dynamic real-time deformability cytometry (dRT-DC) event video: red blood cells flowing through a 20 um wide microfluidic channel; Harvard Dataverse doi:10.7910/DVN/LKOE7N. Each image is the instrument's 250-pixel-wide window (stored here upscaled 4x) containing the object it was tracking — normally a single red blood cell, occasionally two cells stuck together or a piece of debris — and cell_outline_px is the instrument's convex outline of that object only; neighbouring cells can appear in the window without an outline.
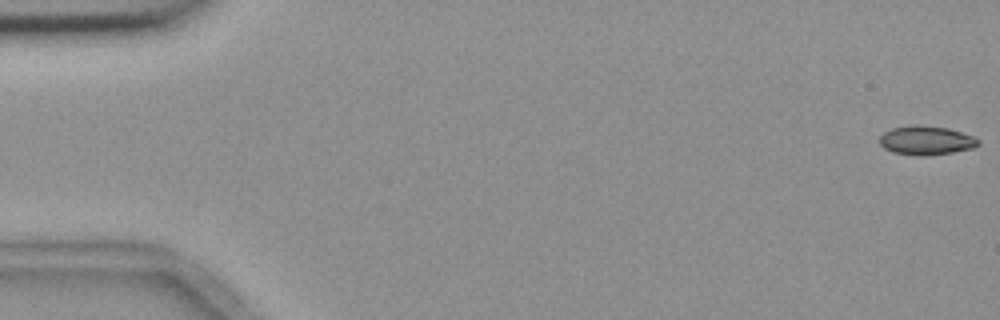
{"species": "common noctule bat (a hibernating species)", "species_latin": "Nyctalus noctula", "temperature_condition": "room temperature", "stored_images_in_passage": 55, "camera_frame_rate_fps": 3000, "um_per_image_px": 0.085, "animal": {"sex": "female", "body_mass_g": 18.4}, "frame": {"image": 1, "passage_image": 1, "time_ms": 0.0, "image_size_px": [1000, 320], "cell_outline_px": [[980, 144], [972, 148], [952, 152], [920, 156], [892, 152], [884, 148], [880, 144], [880, 136], [884, 132], [892, 128], [912, 124], [924, 124], [948, 128], [972, 136], [980, 140]], "centroid_in_image_um": [78.7, 11.91], "position_along_channel_um": 6.3, "area_um2": 16.7}}
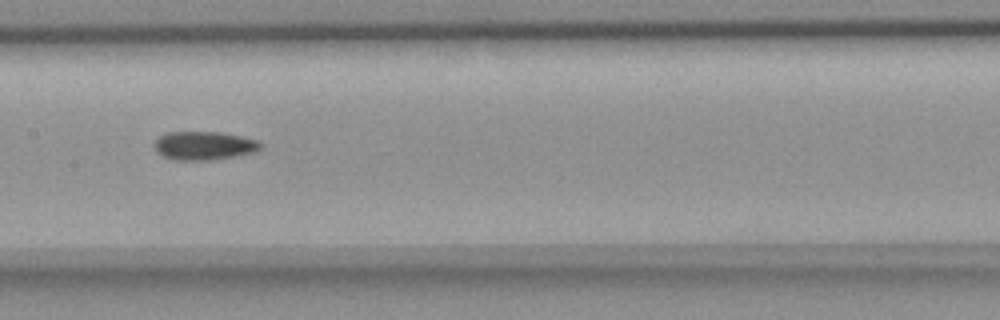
{"frame": {"image": 2, "passage_image": 28, "time_ms": 9.0, "image_size_px": [1000, 320], "cell_outline_px": [[260, 148], [252, 152], [236, 156], [208, 160], [176, 160], [164, 156], [156, 152], [156, 140], [160, 136], [168, 132], [220, 132], [240, 136], [256, 140], [260, 144]], "centroid_in_image_um": [17.32, 12.38], "position_along_channel_um": 190.1, "area_um2": 17.28}}
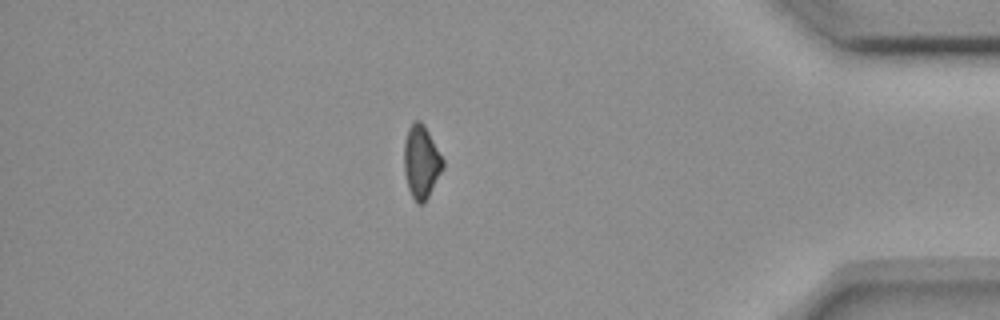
{"frame": {"image": 3, "passage_image": 48, "time_ms": 15.667, "image_size_px": [1000, 320], "cell_outline_px": [[444, 168], [424, 204], [416, 204], [408, 188], [404, 172], [404, 140], [408, 128], [416, 120], [420, 120], [424, 124], [444, 160]], "centroid_in_image_um": [35.81, 13.77], "position_along_channel_um": 399.4, "area_um2": 16.65}, "authors_computed_cell_mechanics": {"area_um2": 17.1666, "velocity_mm_per_s": 3.6958, "shape_relaxation_time_tau1_ms": 8.5131, "shape_relaxation_time_tau2_ms": 10.2977, "deformation_change_tau1": 0.1528, "deformation_change_tau2": 0.154}}